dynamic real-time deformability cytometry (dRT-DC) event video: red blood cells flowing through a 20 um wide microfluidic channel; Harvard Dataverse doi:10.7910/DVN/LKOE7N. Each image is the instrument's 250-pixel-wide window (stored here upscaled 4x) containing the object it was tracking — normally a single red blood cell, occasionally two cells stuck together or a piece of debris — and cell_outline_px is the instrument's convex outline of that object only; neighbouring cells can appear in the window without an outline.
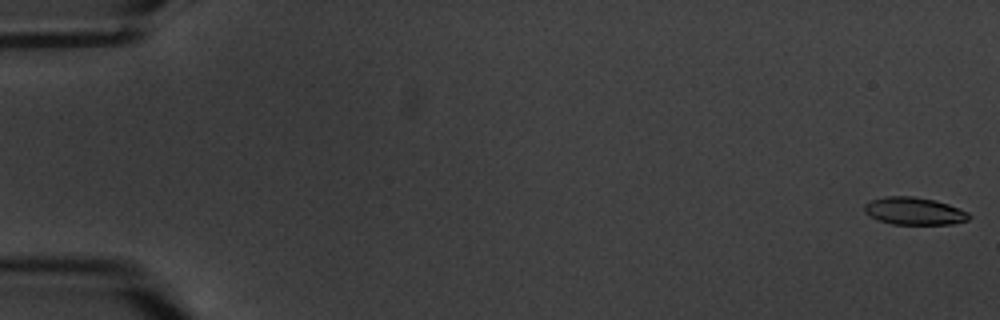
{"species": "common noctule bat (a hibernating species)", "species_latin": "Nyctalus noctula", "temperature_condition": "warm", "stored_images_in_passage": 13, "camera_frame_rate_fps": 3000, "um_per_image_px": 0.085, "animal": {"sex": "male", "body_mass_g": 20.1, "forearm_length_mm": 53.5}, "frame": {"image": 1, "passage_image": 1, "time_ms": 0.0, "image_size_px": [1000, 320], "cell_outline_px": [[972, 216], [968, 220], [952, 224], [892, 224], [880, 220], [864, 212], [864, 204], [872, 200], [884, 196], [912, 196], [936, 200], [960, 208], [968, 212]], "centroid_in_image_um": [77.74, 17.93], "position_along_channel_um": 7.3, "area_um2": 16.76}}
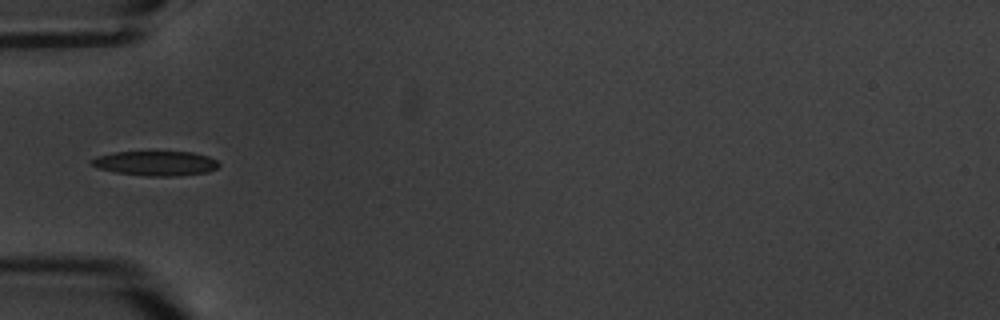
{"frame": {"image": 2, "passage_image": 6, "time_ms": 6.667, "image_size_px": [1000, 320], "cell_outline_px": [[220, 164], [216, 168], [208, 172], [176, 176], [144, 176], [116, 172], [100, 168], [92, 164], [88, 160], [96, 156], [116, 152], [192, 152], [208, 156], [216, 160]], "centroid_in_image_um": [13.24, 13.88], "position_along_channel_um": 71.8, "area_um2": 18.21}}
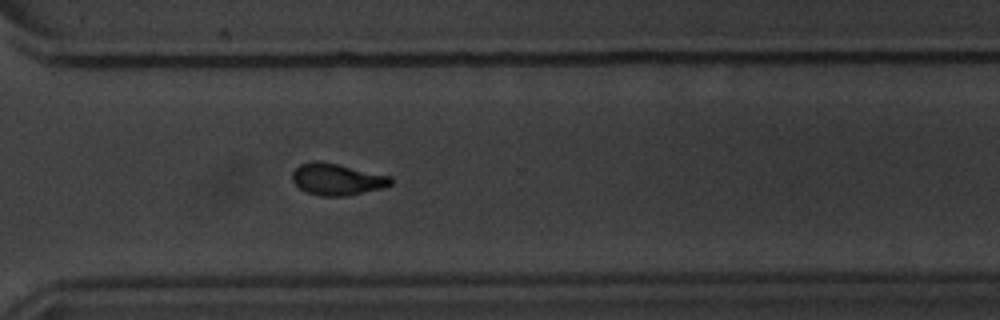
{"frame": {"image": 3, "passage_image": 13, "time_ms": 14.667, "image_size_px": [1000, 320], "cell_outline_px": [[392, 184], [384, 188], [344, 196], [320, 196], [308, 192], [300, 188], [292, 180], [292, 172], [300, 164], [316, 160], [336, 164], [392, 176]], "centroid_in_image_um": [28.66, 15.24], "position_along_channel_um": 341.9, "area_um2": 18.03}}